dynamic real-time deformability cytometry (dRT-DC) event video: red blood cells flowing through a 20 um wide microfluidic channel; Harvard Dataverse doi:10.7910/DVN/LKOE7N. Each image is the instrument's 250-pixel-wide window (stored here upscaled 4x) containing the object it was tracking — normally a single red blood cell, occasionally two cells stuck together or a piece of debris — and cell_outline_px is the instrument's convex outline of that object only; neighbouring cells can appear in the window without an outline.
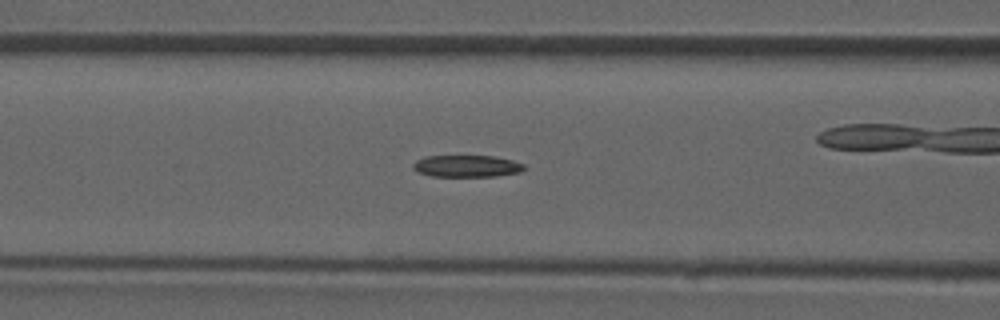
{"species": "common noctule bat (a hibernating species)", "species_latin": "Nyctalus noctula", "temperature_condition": "room temperature", "stored_images_in_passage": 23, "camera_frame_rate_fps": 3000, "um_per_image_px": 0.085, "animal": {"sex": "male", "forearm_length_mm": 52.5}, "frame": {"image": 1, "passage_image": 19, "time_ms": 6.0, "image_size_px": [1000, 320], "cell_outline_px": [[524, 168], [520, 172], [496, 176], [432, 176], [420, 172], [412, 168], [412, 164], [416, 160], [424, 156], [496, 156], [512, 160], [524, 164]], "centroid_in_image_um": [39.67, 14.11], "position_along_channel_um": 126.9, "area_um2": 14.1}}
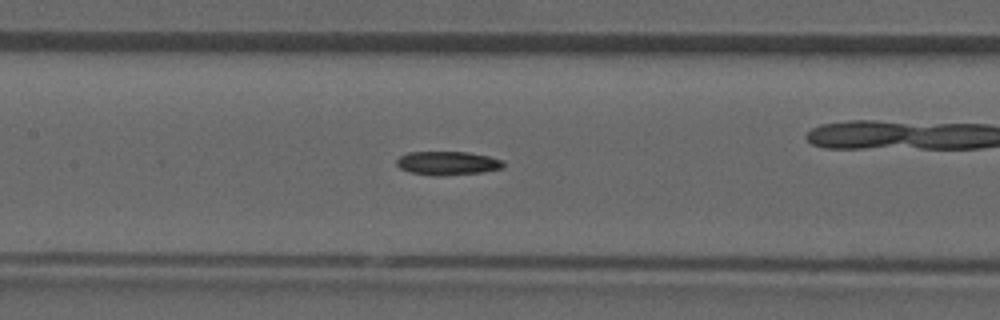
{"frame": {"image": 2, "passage_image": 22, "time_ms": 7.0, "image_size_px": [1000, 320], "cell_outline_px": [[504, 168], [480, 172], [440, 176], [408, 172], [400, 168], [396, 164], [396, 160], [400, 156], [408, 152], [468, 152], [488, 156], [504, 160]], "centroid_in_image_um": [38.04, 13.86], "position_along_channel_um": 169.4, "area_um2": 14.74}}